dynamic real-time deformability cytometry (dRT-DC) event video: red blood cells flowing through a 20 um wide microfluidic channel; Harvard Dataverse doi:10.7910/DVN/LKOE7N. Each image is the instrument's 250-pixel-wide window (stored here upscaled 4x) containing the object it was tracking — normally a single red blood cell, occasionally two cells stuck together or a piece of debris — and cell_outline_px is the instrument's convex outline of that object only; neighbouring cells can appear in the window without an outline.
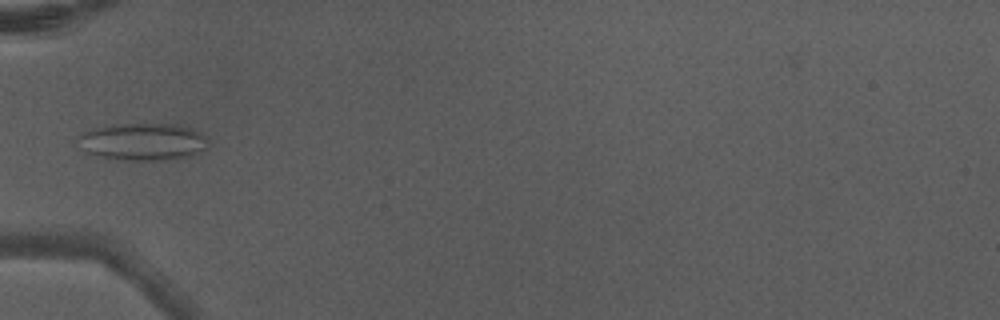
{"species": "Egyptian fruit bat (a non-hibernating species)", "species_latin": "Rousettus aegyptiacus", "temperature_condition": "warm", "stored_images_in_passage": 5, "camera_frame_rate_fps": 3000, "um_per_image_px": 0.085, "animal": {"sex": "male"}, "frame": {"image": 1, "passage_image": 5, "time_ms": 1.333, "image_size_px": [1000, 320], "cell_outline_px": [[208, 140], [204, 148], [192, 156], [176, 160], [132, 160], [100, 156], [84, 152], [80, 136], [84, 132], [96, 128], [124, 124], [180, 124], [200, 132]], "centroid_in_image_um": [12.23, 12.05], "position_along_channel_um": 72.8, "area_um2": 27.8}}